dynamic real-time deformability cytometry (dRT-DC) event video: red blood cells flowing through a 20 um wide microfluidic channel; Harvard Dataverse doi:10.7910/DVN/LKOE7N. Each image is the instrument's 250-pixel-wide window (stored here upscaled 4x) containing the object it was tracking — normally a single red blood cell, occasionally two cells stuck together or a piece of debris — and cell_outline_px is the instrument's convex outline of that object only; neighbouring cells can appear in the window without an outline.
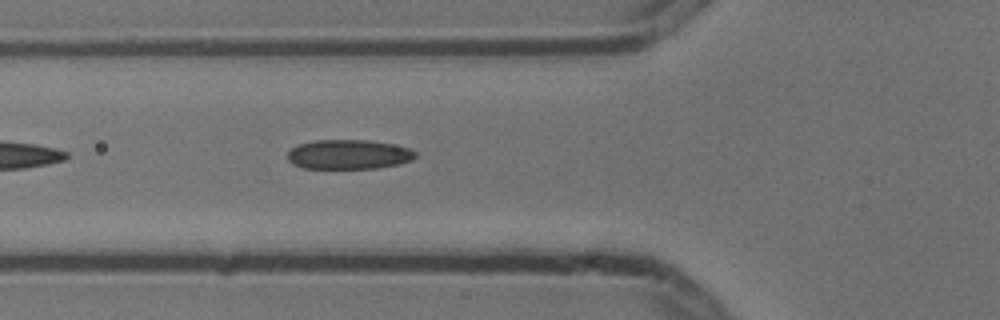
{"species": "common noctule bat (a hibernating species)", "species_latin": "Nyctalus noctula", "temperature_condition": "cold", "stored_images_in_passage": 6, "camera_frame_rate_fps": 3000, "um_per_image_px": 0.085, "animal": {"sex": "male", "body_mass_g": 13.3}, "frame": {"image": 1, "passage_image": 6, "time_ms": 1.667, "image_size_px": [1000, 320], "cell_outline_px": [[416, 156], [412, 160], [400, 164], [376, 168], [304, 168], [292, 164], [288, 160], [288, 152], [296, 144], [316, 140], [368, 140], [392, 144], [408, 148], [416, 152]], "centroid_in_image_um": [29.62, 13.12], "position_along_channel_um": 96.2, "area_um2": 22.02}}